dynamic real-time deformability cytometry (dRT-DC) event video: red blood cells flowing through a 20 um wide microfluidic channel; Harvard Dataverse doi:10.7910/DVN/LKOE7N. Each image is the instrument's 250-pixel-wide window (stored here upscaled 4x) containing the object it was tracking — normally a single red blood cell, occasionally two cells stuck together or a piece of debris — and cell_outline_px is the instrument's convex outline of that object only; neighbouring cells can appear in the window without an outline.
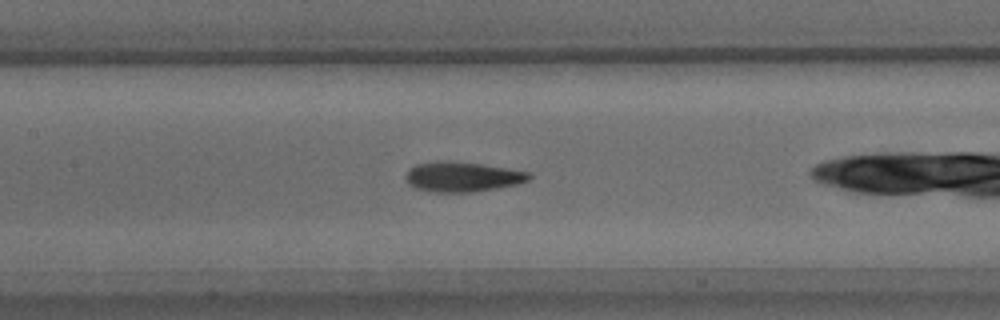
{"species": "common noctule bat (a hibernating species)", "species_latin": "Nyctalus noctula", "temperature_condition": "warm", "stored_images_in_passage": 28, "camera_frame_rate_fps": 3000, "um_per_image_px": 0.085, "animal": {"sex": "male", "body_mass_g": 15.6}, "frame": {"image": 1, "passage_image": 9, "time_ms": 2.667, "image_size_px": [1000, 320], "cell_outline_px": [[532, 176], [528, 180], [516, 184], [496, 188], [472, 192], [432, 192], [416, 188], [408, 184], [408, 168], [416, 164], [440, 160], [444, 160], [480, 164], [532, 172]], "centroid_in_image_um": [39.31, 15.02], "position_along_channel_um": 168.1, "area_um2": 21.39}}